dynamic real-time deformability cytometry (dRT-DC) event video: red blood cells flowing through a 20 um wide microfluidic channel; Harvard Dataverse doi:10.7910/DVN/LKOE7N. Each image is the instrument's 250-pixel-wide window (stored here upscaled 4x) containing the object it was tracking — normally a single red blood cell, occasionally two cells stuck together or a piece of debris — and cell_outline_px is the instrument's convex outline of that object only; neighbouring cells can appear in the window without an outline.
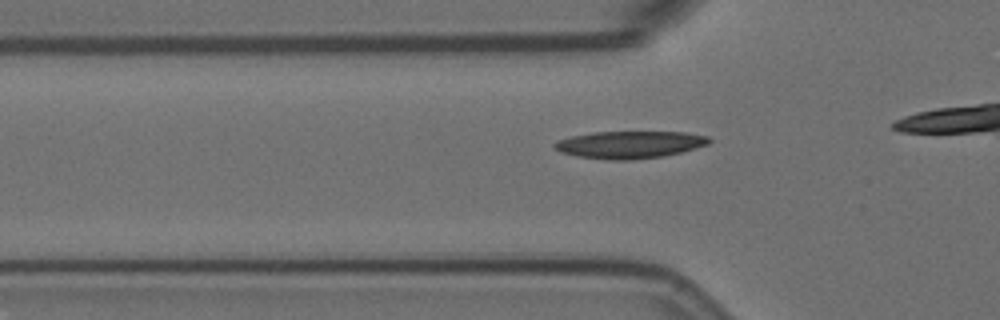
{"species": "Egyptian fruit bat (a non-hibernating species)", "species_latin": "Rousettus aegyptiacus", "temperature_condition": "room temperature", "stored_images_in_passage": 18, "camera_frame_rate_fps": 3000, "um_per_image_px": 0.085, "animal": {"sex": "female"}, "frame": {"image": 1, "passage_image": 12, "time_ms": 3.667, "image_size_px": [1000, 320], "cell_outline_px": [[712, 140], [708, 144], [696, 148], [664, 156], [632, 160], [612, 160], [576, 156], [560, 152], [552, 144], [556, 140], [572, 136], [592, 132], [688, 132], [708, 136]], "centroid_in_image_um": [53.53, 12.29], "position_along_channel_um": 72.3, "area_um2": 24.68}}
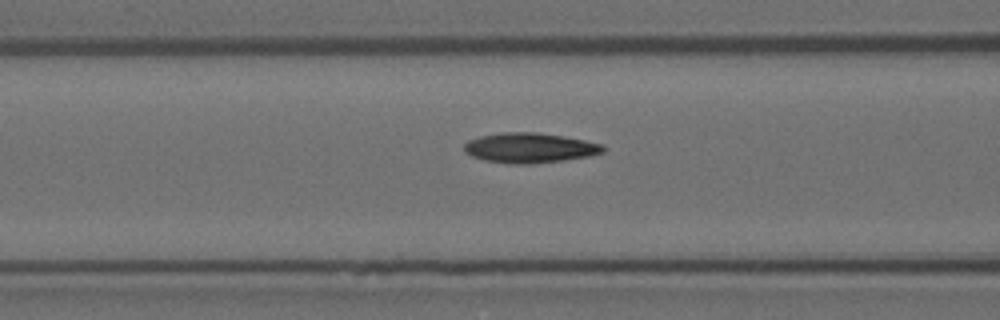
{"frame": {"image": 2, "passage_image": 16, "time_ms": 5.0, "image_size_px": [1000, 320], "cell_outline_px": [[604, 152], [588, 156], [560, 160], [528, 164], [516, 164], [484, 160], [472, 156], [464, 152], [464, 144], [468, 140], [480, 136], [500, 132], [536, 132], [564, 136], [604, 144]], "centroid_in_image_um": [45.0, 12.55], "position_along_channel_um": 121.6, "area_um2": 24.16}}